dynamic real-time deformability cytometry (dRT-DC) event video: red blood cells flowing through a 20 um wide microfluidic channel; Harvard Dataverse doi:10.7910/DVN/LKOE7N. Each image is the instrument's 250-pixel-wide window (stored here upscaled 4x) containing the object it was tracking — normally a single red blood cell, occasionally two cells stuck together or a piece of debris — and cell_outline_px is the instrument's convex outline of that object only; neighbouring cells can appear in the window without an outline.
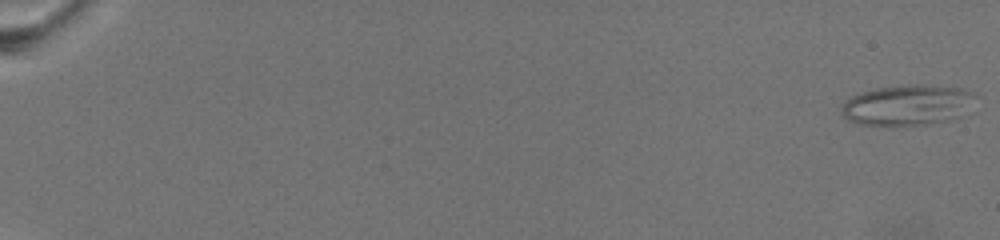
{"species": "common noctule bat (a hibernating species)", "species_latin": "Nyctalus noctula", "temperature_condition": "warm", "stored_images_in_passage": 72, "camera_frame_rate_fps": 3000, "um_per_image_px": 0.085, "animal": {"sex": "female", "body_mass_g": 19.5, "forearm_length_mm": 54.1}, "frame": {"image": 1, "passage_image": 1, "time_ms": 0.0, "image_size_px": [1000, 240], "cell_outline_px": [[968, 92], [948, 120], [928, 124], [864, 124], [852, 120], [844, 116], [840, 112], [840, 108], [852, 96], [864, 92], [880, 88], [920, 84], [956, 88]], "centroid_in_image_um": [76.83, 8.92], "position_along_channel_um": 8.2, "area_um2": 28.55}}
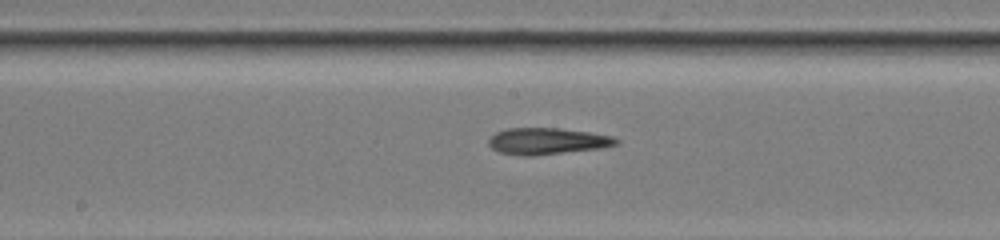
{"frame": {"image": 2, "passage_image": 42, "time_ms": 13.667, "image_size_px": [1000, 240], "cell_outline_px": [[620, 144], [600, 148], [532, 156], [520, 156], [500, 152], [492, 148], [488, 144], [488, 140], [496, 132], [508, 128], [560, 128], [588, 132], [612, 136], [620, 140]], "centroid_in_image_um": [46.52, 12.0], "position_along_channel_um": 201.7, "area_um2": 19.71}}
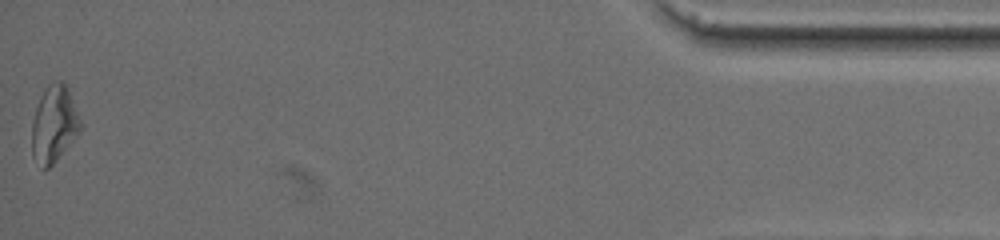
{"frame": {"image": 3, "passage_image": 72, "time_ms": 23.667, "image_size_px": [1000, 240], "cell_outline_px": [[84, 124], [80, 132], [56, 160], [48, 168], [44, 168], [32, 156], [32, 120], [40, 96], [44, 88], [48, 84], [56, 80], [60, 80], [68, 88]], "centroid_in_image_um": [4.62, 10.5], "position_along_channel_um": 430.6, "area_um2": 21.85}}